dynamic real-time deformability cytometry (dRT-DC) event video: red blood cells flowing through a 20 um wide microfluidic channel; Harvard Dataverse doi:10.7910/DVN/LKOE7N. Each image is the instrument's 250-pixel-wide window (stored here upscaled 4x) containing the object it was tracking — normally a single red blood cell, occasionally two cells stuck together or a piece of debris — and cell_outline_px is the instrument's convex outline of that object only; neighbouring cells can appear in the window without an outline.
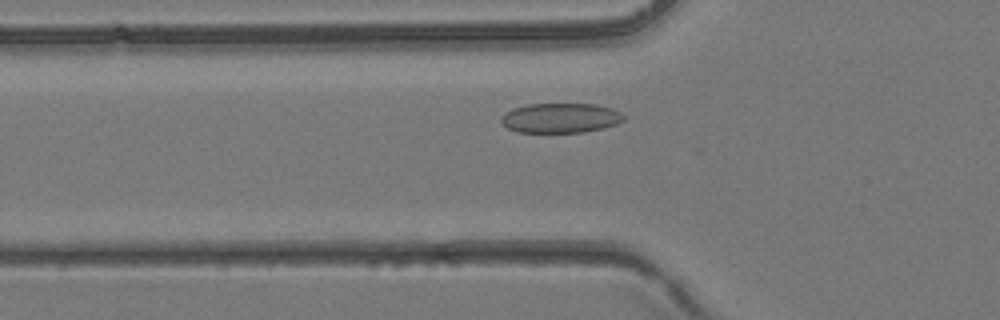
{"species": "common noctule bat (a hibernating species)", "species_latin": "Nyctalus noctula", "temperature_condition": "room temperature", "stored_images_in_passage": 28, "camera_frame_rate_fps": 3000, "um_per_image_px": 0.085, "animal": {"sex": "female", "body_mass_g": 24.6, "forearm_length_mm": 56.2}, "frame": {"image": 1, "passage_image": 2, "time_ms": 0.333, "image_size_px": [1000, 320], "cell_outline_px": [[624, 120], [616, 124], [604, 128], [584, 132], [516, 132], [508, 128], [500, 120], [500, 116], [512, 108], [528, 104], [596, 104], [612, 108], [620, 112], [624, 116]], "centroid_in_image_um": [47.64, 10.02], "position_along_channel_um": 78.2, "area_um2": 21.33}}
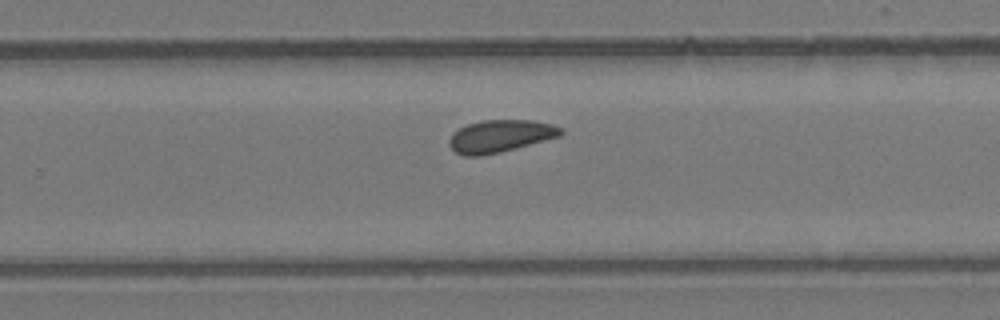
{"frame": {"image": 2, "passage_image": 14, "time_ms": 4.333, "image_size_px": [1000, 320], "cell_outline_px": [[564, 132], [560, 136], [500, 152], [480, 156], [464, 156], [456, 152], [448, 144], [448, 140], [460, 128], [468, 124], [484, 120], [536, 120], [552, 124], [564, 128]], "centroid_in_image_um": [42.56, 11.56], "position_along_channel_um": 287.2, "area_um2": 20.92}}
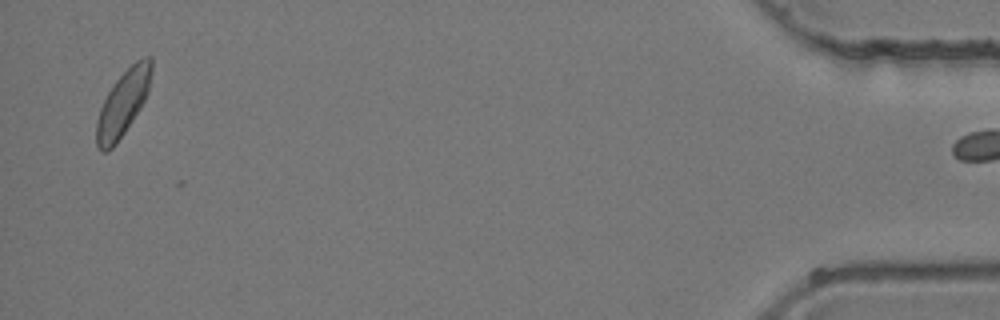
{"frame": {"image": 3, "passage_image": 27, "time_ms": 8.667, "image_size_px": [1000, 320], "cell_outline_px": [[152, 72], [148, 92], [140, 108], [116, 144], [108, 152], [100, 152], [96, 148], [96, 120], [100, 108], [108, 92], [116, 80], [136, 60], [144, 56], [152, 56]], "centroid_in_image_um": [10.44, 8.79], "position_along_channel_um": 424.8, "area_um2": 20.92}}